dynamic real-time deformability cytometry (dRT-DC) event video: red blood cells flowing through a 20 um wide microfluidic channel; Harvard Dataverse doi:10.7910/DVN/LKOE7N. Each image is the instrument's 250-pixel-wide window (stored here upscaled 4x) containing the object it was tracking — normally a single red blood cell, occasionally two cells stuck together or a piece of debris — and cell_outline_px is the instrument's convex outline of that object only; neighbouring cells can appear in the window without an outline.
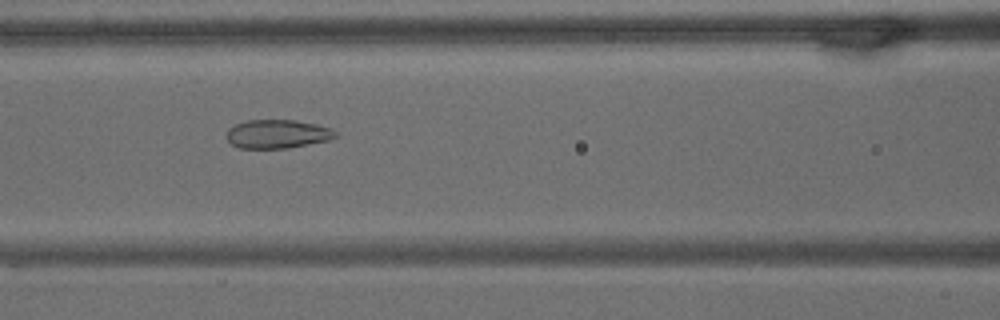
{"species": "common noctule bat (a hibernating species)", "species_latin": "Nyctalus noctula", "temperature_condition": "warm", "stored_images_in_passage": 66, "camera_frame_rate_fps": 3000, "um_per_image_px": 0.085, "animal": {"sex": "male", "body_mass_g": 15.6}, "frame": {"image": 1, "passage_image": 28, "time_ms": 9.0, "image_size_px": [1000, 320], "cell_outline_px": [[340, 136], [328, 140], [288, 148], [240, 148], [232, 144], [224, 136], [228, 128], [236, 124], [248, 120], [296, 120], [316, 124], [332, 128]], "centroid_in_image_um": [23.58, 11.38], "position_along_channel_um": 143.0, "area_um2": 18.32}}
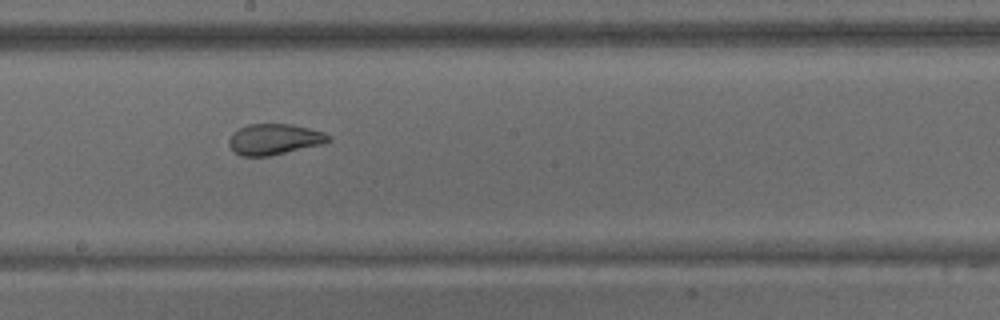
{"frame": {"image": 2, "passage_image": 36, "time_ms": 11.667, "image_size_px": [1000, 320], "cell_outline_px": [[332, 140], [320, 144], [268, 156], [240, 156], [228, 144], [228, 140], [232, 132], [248, 124], [292, 124], [324, 132], [332, 136]], "centroid_in_image_um": [23.3, 11.82], "position_along_channel_um": 224.9, "area_um2": 17.74}}
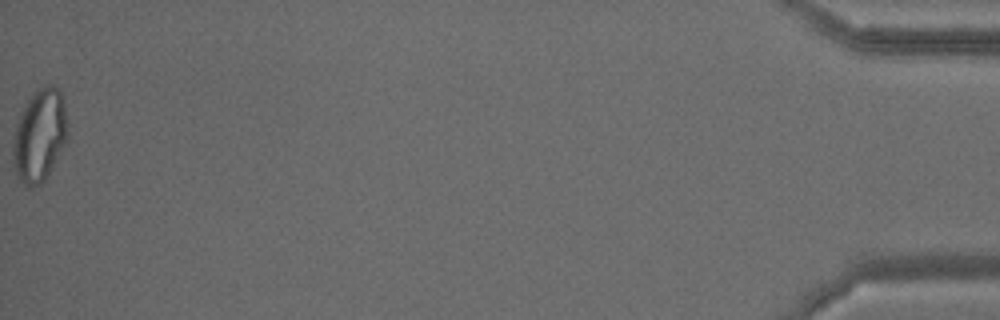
{"frame": {"image": 3, "passage_image": 66, "time_ms": 21.667, "image_size_px": [1000, 320], "cell_outline_px": [[68, 132], [44, 180], [40, 184], [28, 188], [16, 176], [12, 156], [12, 144], [16, 124], [20, 112], [28, 100], [44, 84], [52, 84], [60, 92], [64, 104], [68, 124]], "centroid_in_image_um": [3.32, 11.49], "position_along_channel_um": 431.9, "area_um2": 28.9}, "authors_computed_cell_mechanics": {"area_um2": 24.1026, "velocity_mm_per_s": 3.0802, "shape_relaxation_time_tau1_ms": null, "shape_relaxation_time_tau2_ms": 1.1455, "deformation_change_tau1": null, "deformation_change_tau2": 0.0758}}